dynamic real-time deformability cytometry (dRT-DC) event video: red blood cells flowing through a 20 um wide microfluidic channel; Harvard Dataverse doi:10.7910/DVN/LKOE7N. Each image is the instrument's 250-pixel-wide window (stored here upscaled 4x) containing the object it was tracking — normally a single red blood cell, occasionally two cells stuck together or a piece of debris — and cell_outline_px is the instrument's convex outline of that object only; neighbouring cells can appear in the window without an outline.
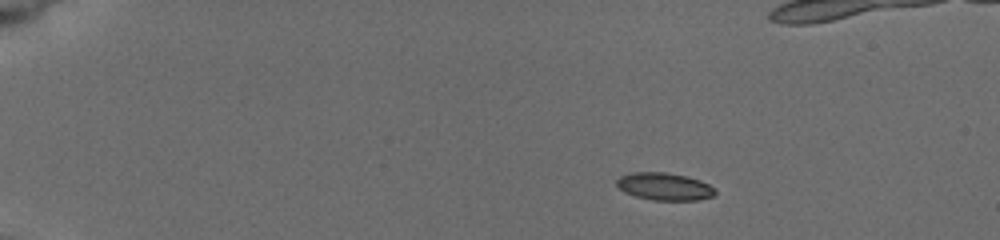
{"species": "common noctule bat (a hibernating species)", "species_latin": "Nyctalus noctula", "temperature_condition": "cold", "stored_images_in_passage": 6, "segment_of_instrument_passage": [1, 2], "camera_frame_rate_fps": 3000, "um_per_image_px": 0.085, "animal": {"sex": "female", "body_mass_g": 19.5, "forearm_length_mm": 54.1}, "frame": {"image": 1, "passage_image": 1, "time_ms": 0.0, "image_size_px": [1000, 240], "cell_outline_px": [[716, 192], [712, 196], [696, 200], [652, 200], [636, 196], [624, 192], [616, 184], [616, 180], [620, 176], [632, 172], [664, 172], [688, 176], [700, 180], [708, 184]], "centroid_in_image_um": [56.45, 15.84], "position_along_channel_um": 28.6, "area_um2": 15.66}}
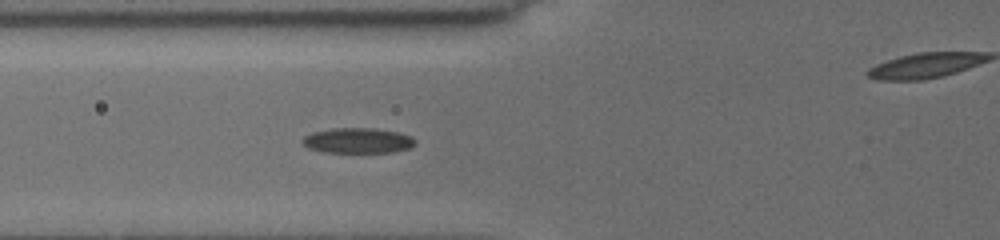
{"frame": {"image": 2, "passage_image": 5, "time_ms": 4.333, "image_size_px": [1000, 240], "cell_outline_px": [[416, 144], [408, 148], [392, 152], [320, 152], [308, 148], [300, 144], [300, 140], [304, 136], [312, 132], [336, 128], [372, 128], [396, 132], [412, 136], [416, 140]], "centroid_in_image_um": [30.36, 11.95], "position_along_channel_um": 95.4, "area_um2": 16.7}}